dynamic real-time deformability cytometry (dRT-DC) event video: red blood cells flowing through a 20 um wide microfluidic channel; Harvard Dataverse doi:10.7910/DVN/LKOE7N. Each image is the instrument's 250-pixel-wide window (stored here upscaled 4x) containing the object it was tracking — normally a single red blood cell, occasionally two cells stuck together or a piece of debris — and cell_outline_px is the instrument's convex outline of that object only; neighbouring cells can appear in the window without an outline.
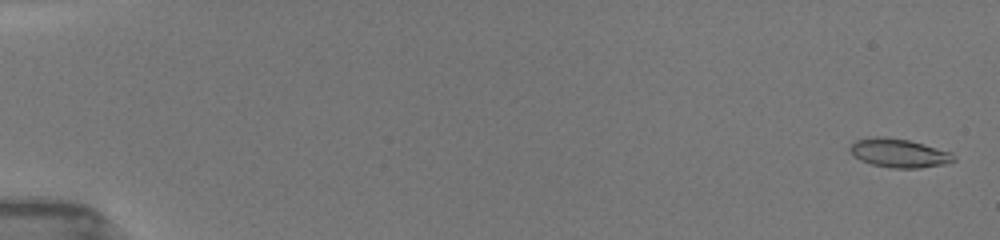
{"species": "common noctule bat (a hibernating species)", "species_latin": "Nyctalus noctula", "temperature_condition": "room temperature", "stored_images_in_passage": 78, "camera_frame_rate_fps": 3000, "um_per_image_px": 0.085, "animal": {"sex": "female", "body_mass_g": 19.5, "forearm_length_mm": 54.1}, "frame": {"image": 1, "passage_image": 3, "time_ms": 0.333, "image_size_px": [1000, 240], "cell_outline_px": [[956, 160], [940, 164], [920, 168], [892, 168], [872, 164], [860, 160], [848, 148], [856, 140], [876, 136], [908, 140], [952, 152], [956, 156]], "centroid_in_image_um": [76.42, 13.01], "position_along_channel_um": 8.6, "area_um2": 17.05}}
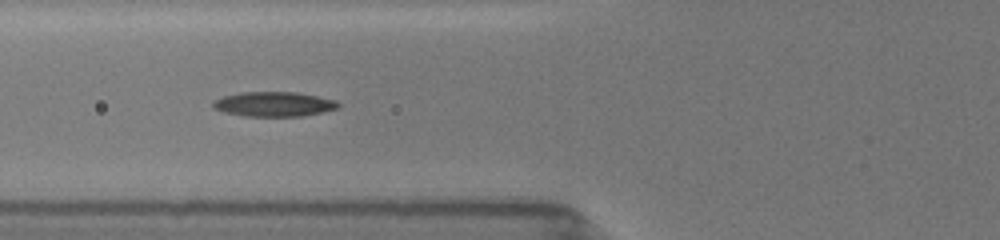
{"frame": {"image": 2, "passage_image": 32, "time_ms": 7.0, "image_size_px": [1000, 240], "cell_outline_px": [[340, 108], [304, 116], [244, 116], [224, 112], [212, 108], [212, 104], [216, 100], [224, 96], [240, 92], [296, 92], [336, 100], [340, 104]], "centroid_in_image_um": [23.3, 8.85], "position_along_channel_um": 102.5, "area_um2": 18.03}}
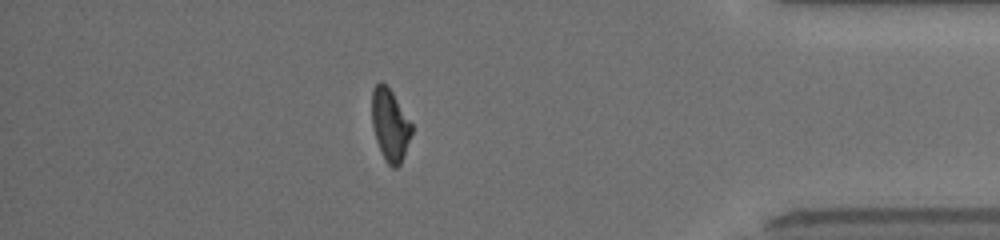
{"frame": {"image": 3, "passage_image": 69, "time_ms": 15.333, "image_size_px": [1000, 240], "cell_outline_px": [[412, 132], [404, 156], [400, 164], [396, 168], [392, 168], [388, 164], [376, 140], [372, 124], [372, 88], [380, 80], [392, 92], [412, 124]], "centroid_in_image_um": [33.15, 10.61], "position_along_channel_um": 402.1, "area_um2": 16.47}, "authors_computed_cell_mechanics": {"area_um2": 17.1088, "velocity_mm_per_s": 3.9683, "shape_relaxation_time_tau1_ms": 4.5946, "shape_relaxation_time_tau2_ms": 11.0206, "deformation_change_tau1": 0.1556, "deformation_change_tau2": 0.2122}}